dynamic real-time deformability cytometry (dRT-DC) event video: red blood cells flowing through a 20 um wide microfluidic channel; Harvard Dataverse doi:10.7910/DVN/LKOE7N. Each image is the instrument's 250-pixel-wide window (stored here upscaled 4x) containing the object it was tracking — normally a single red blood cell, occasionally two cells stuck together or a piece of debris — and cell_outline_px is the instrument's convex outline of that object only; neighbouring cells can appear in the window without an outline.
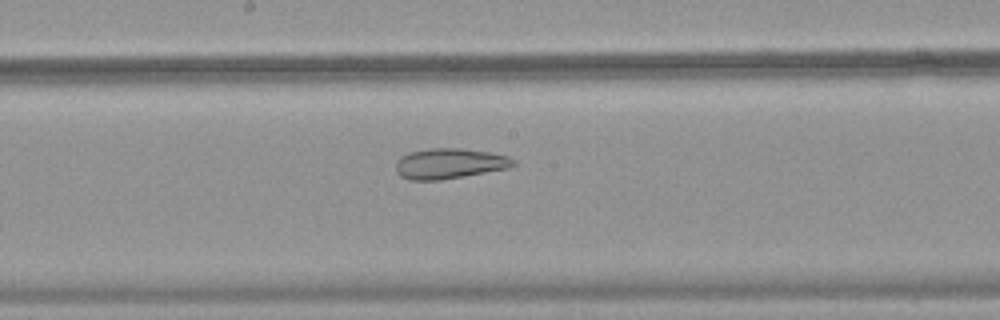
{"species": "common noctule bat (a hibernating species)", "species_latin": "Nyctalus noctula", "temperature_condition": "warm", "stored_images_in_passage": 51, "camera_frame_rate_fps": 3000, "um_per_image_px": 0.085, "animal": {"sex": "female", "body_mass_g": 18.4}, "frame": {"image": 1, "passage_image": 28, "time_ms": 9.0, "image_size_px": [1000, 320], "cell_outline_px": [[516, 164], [508, 168], [464, 176], [440, 180], [408, 180], [400, 176], [396, 172], [396, 160], [400, 156], [412, 152], [428, 148], [460, 148], [488, 152], [508, 156], [516, 160]], "centroid_in_image_um": [38.18, 13.9], "position_along_channel_um": 210.0, "area_um2": 20.87}}
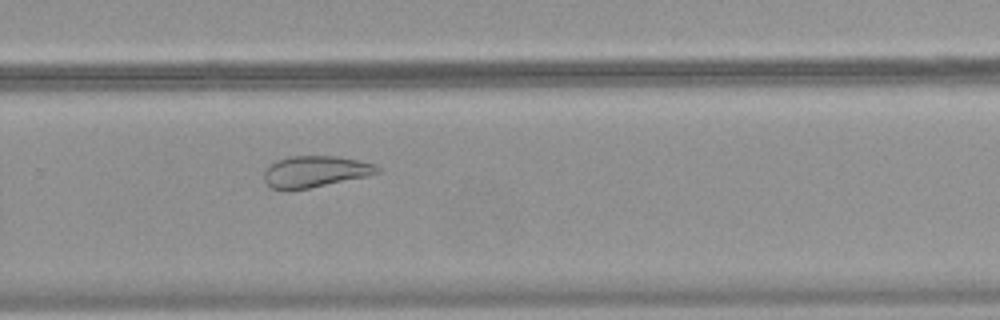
{"frame": {"image": 2, "passage_image": 35, "time_ms": 11.333, "image_size_px": [1000, 320], "cell_outline_px": [[380, 172], [368, 176], [308, 188], [272, 188], [264, 180], [264, 172], [276, 160], [288, 156], [336, 156], [360, 160], [376, 164], [380, 168]], "centroid_in_image_um": [26.85, 14.55], "position_along_channel_um": 302.9, "area_um2": 20.4}}
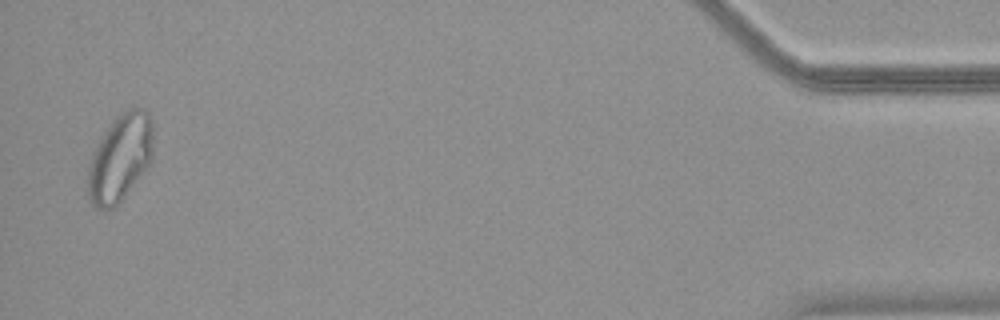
{"frame": {"image": 3, "passage_image": 50, "time_ms": 16.333, "image_size_px": [1000, 320], "cell_outline_px": [[152, 160], [124, 196], [112, 208], [96, 208], [92, 204], [88, 196], [88, 168], [92, 152], [104, 132], [112, 120], [116, 116], [128, 108], [144, 108], [148, 112], [152, 124]], "centroid_in_image_um": [10.2, 13.38], "position_along_channel_um": 425.0, "area_um2": 32.89}}